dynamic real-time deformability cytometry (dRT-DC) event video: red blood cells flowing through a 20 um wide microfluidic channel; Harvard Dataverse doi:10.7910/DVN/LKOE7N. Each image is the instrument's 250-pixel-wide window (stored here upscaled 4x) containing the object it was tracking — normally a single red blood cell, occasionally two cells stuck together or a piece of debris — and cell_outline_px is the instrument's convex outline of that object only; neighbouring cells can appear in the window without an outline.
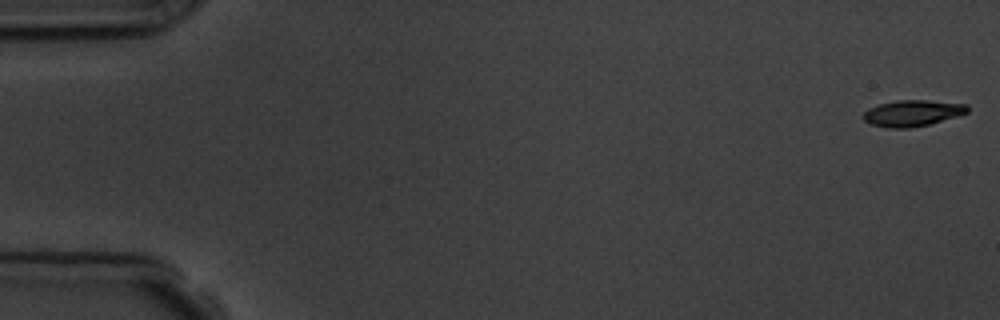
{"species": "common noctule bat (a hibernating species)", "species_latin": "Nyctalus noctula", "temperature_condition": "room temperature", "stored_images_in_passage": 6, "segment_of_instrument_passage": [1, 2], "camera_frame_rate_fps": 3000, "um_per_image_px": 0.085, "animal": {"sex": "male", "body_mass_g": 19.5, "forearm_length_mm": 54.6}, "frame": {"image": 1, "passage_image": 1, "time_ms": 0.0, "image_size_px": [1000, 320], "cell_outline_px": [[968, 112], [956, 116], [928, 124], [912, 128], [888, 128], [872, 124], [864, 120], [860, 116], [868, 108], [880, 104], [896, 100], [924, 100], [968, 104]], "centroid_in_image_um": [77.52, 9.61], "position_along_channel_um": 7.5, "area_um2": 15.84}}
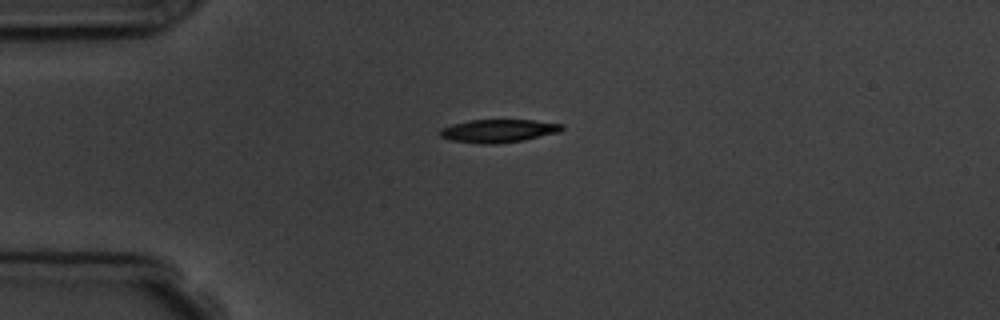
{"frame": {"image": 2, "passage_image": 4, "time_ms": 4.333, "image_size_px": [1000, 320], "cell_outline_px": [[564, 128], [560, 132], [524, 140], [496, 144], [480, 144], [448, 140], [440, 136], [440, 128], [452, 124], [468, 120], [532, 120], [564, 124]], "centroid_in_image_um": [42.35, 11.13], "position_along_channel_um": 42.7, "area_um2": 16.59}}